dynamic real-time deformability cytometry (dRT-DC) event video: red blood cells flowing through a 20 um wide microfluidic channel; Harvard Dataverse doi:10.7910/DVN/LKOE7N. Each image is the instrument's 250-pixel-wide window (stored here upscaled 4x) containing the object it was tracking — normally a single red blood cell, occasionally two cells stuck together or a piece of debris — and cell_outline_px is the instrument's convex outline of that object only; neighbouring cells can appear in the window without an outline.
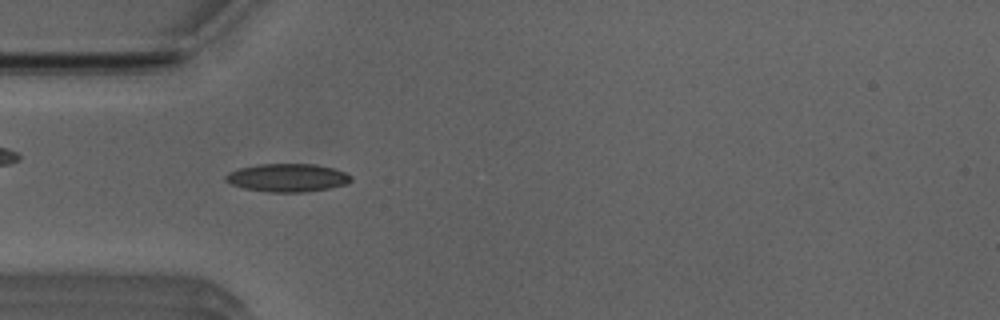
{"species": "Egyptian fruit bat (a non-hibernating species)", "species_latin": "Rousettus aegyptiacus", "temperature_condition": "room temperature", "stored_images_in_passage": 50, "camera_frame_rate_fps": 3000, "um_per_image_px": 0.085, "animal": {"sex": "male"}, "frame": {"image": 1, "passage_image": 14, "time_ms": 4.333, "image_size_px": [1000, 320], "cell_outline_px": [[352, 180], [348, 184], [328, 188], [304, 192], [268, 192], [244, 188], [232, 184], [224, 180], [224, 176], [228, 172], [240, 168], [260, 164], [316, 164], [332, 168], [344, 172], [352, 176]], "centroid_in_image_um": [24.43, 15.11], "position_along_channel_um": 60.6, "area_um2": 20.52}}
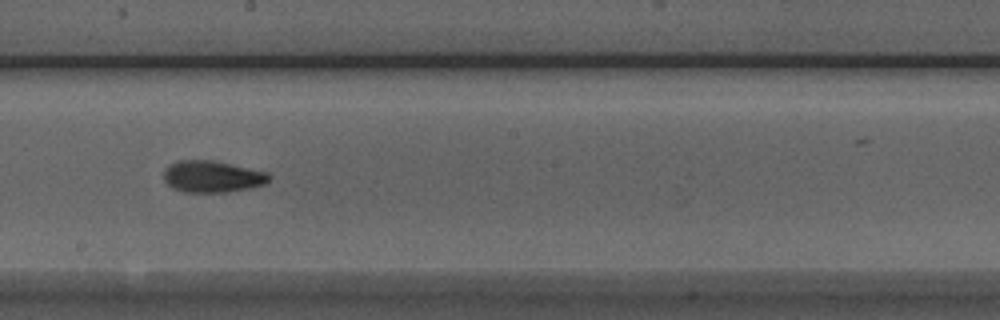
{"frame": {"image": 2, "passage_image": 27, "time_ms": 8.667, "image_size_px": [1000, 320], "cell_outline_px": [[272, 176], [264, 184], [248, 188], [228, 192], [184, 192], [172, 188], [164, 180], [164, 168], [168, 164], [180, 160], [212, 160], [268, 172]], "centroid_in_image_um": [18.01, 15.0], "position_along_channel_um": 230.2, "area_um2": 19.48}}
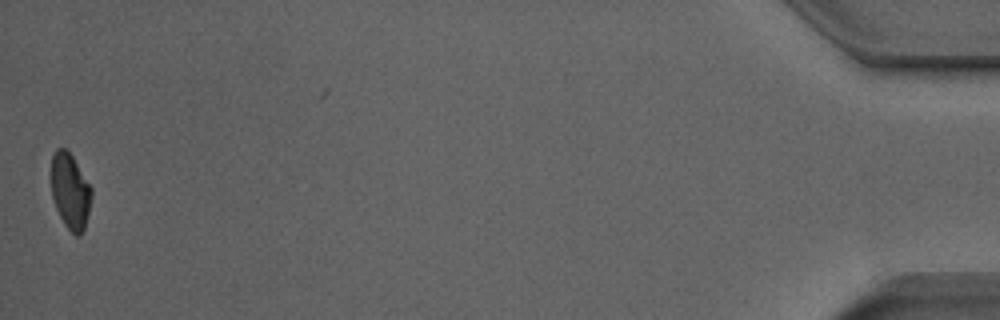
{"frame": {"image": 3, "passage_image": 50, "time_ms": 16.333, "image_size_px": [1000, 320], "cell_outline_px": [[92, 196], [84, 228], [80, 236], [76, 236], [64, 224], [56, 208], [52, 196], [52, 156], [56, 148], [64, 148], [72, 156], [92, 188]], "centroid_in_image_um": [5.97, 16.25], "position_along_channel_um": 429.2, "area_um2": 17.46}, "authors_computed_cell_mechanics": {"area_um2": 18.785, "velocity_mm_per_s": 3.9466, "shape_relaxation_time_tau1_ms": 6.7422, "shape_relaxation_time_tau2_ms": 2.361, "deformation_change_tau1": 0.173, "deformation_change_tau2": 0.0858}}